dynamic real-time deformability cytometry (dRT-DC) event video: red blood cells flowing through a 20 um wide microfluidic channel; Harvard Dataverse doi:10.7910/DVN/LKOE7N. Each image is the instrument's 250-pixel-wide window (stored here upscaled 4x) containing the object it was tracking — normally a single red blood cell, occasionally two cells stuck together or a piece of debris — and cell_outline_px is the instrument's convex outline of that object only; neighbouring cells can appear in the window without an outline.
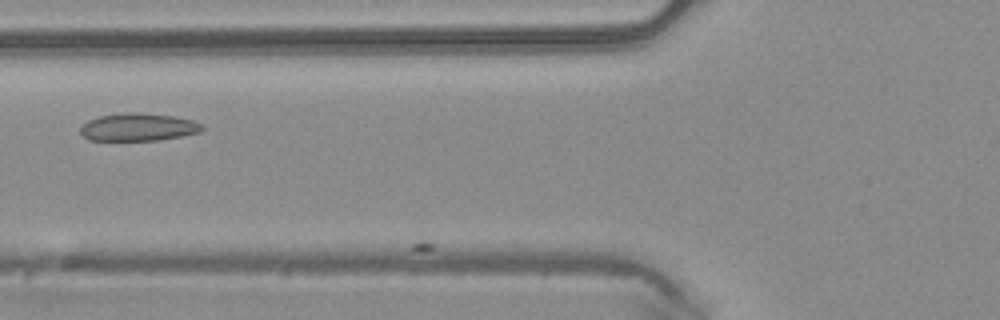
{"species": "common noctule bat (a hibernating species)", "species_latin": "Nyctalus noctula", "temperature_condition": "warm", "stored_images_in_passage": 6, "camera_frame_rate_fps": 3000, "um_per_image_px": 0.085, "animal": {"sex": "male", "body_mass_g": 20.4}, "frame": {"image": 1, "passage_image": 5, "time_ms": 1.333, "image_size_px": [1000, 320], "cell_outline_px": [[204, 128], [200, 132], [160, 140], [88, 140], [80, 132], [80, 128], [88, 120], [100, 116], [128, 112], [172, 116], [192, 120], [200, 124]], "centroid_in_image_um": [11.73, 10.81], "position_along_channel_um": 114.1, "area_um2": 19.31}}